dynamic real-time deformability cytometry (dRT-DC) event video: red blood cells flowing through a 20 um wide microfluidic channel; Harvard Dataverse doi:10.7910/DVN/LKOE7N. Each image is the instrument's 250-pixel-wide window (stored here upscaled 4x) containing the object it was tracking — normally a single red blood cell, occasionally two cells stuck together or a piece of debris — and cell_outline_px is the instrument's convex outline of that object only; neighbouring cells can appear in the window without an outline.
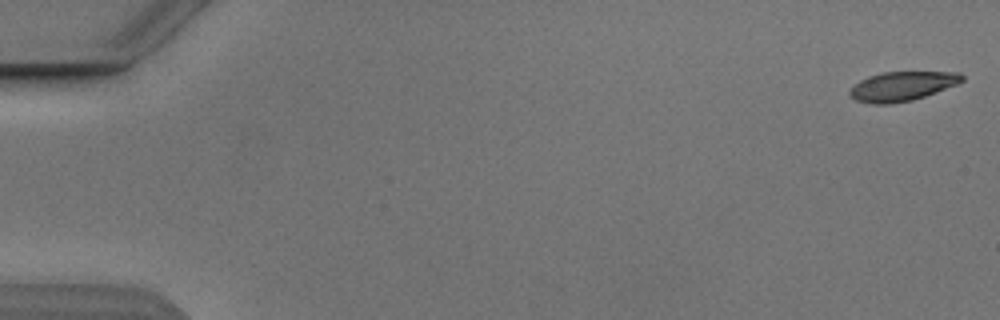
{"species": "Egyptian fruit bat (a non-hibernating species)", "species_latin": "Rousettus aegyptiacus", "temperature_condition": "cold", "stored_images_in_passage": 5, "camera_frame_rate_fps": 3000, "um_per_image_px": 0.085, "animal": {"sex": "male"}, "frame": {"image": 1, "passage_image": 1, "time_ms": 0.0, "image_size_px": [1000, 320], "cell_outline_px": [[964, 80], [956, 84], [936, 92], [912, 100], [892, 104], [872, 104], [856, 100], [848, 96], [848, 92], [860, 80], [868, 76], [880, 72], [960, 72], [964, 76]], "centroid_in_image_um": [76.66, 7.33], "position_along_channel_um": 8.3, "area_um2": 19.19}}
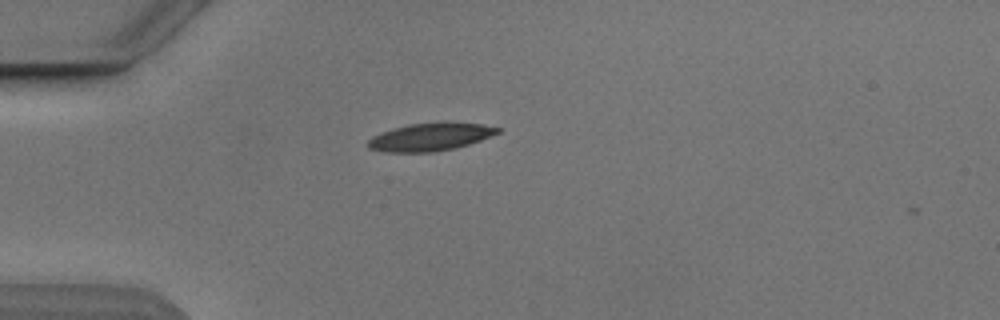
{"frame": {"image": 2, "passage_image": 5, "time_ms": 4.667, "image_size_px": [1000, 320], "cell_outline_px": [[500, 132], [480, 140], [456, 148], [432, 152], [384, 152], [368, 148], [368, 140], [372, 136], [408, 124], [480, 124], [500, 128]], "centroid_in_image_um": [36.53, 11.68], "position_along_channel_um": 48.5, "area_um2": 20.17}}